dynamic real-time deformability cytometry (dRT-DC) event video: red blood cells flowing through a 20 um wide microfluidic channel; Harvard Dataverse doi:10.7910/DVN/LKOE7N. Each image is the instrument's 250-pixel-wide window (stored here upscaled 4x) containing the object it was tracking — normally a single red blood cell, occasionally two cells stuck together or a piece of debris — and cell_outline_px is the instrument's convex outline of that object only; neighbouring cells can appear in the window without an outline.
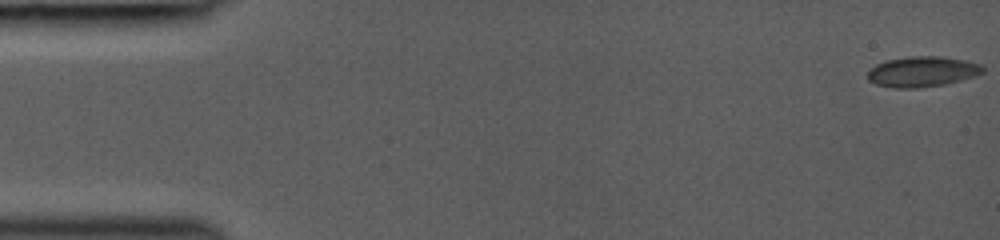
{"species": "common noctule bat (a hibernating species)", "species_latin": "Nyctalus noctula", "temperature_condition": "room temperature", "stored_images_in_passage": 46, "camera_frame_rate_fps": 3000, "um_per_image_px": 0.085, "animal": {"sex": "female", "body_mass_g": 19.0, "forearm_length_mm": 53.3}, "frame": {"image": 1, "passage_image": 1, "time_ms": 0.0, "image_size_px": [1000, 240], "cell_outline_px": [[984, 72], [976, 76], [944, 84], [916, 88], [892, 88], [876, 84], [868, 80], [868, 72], [876, 64], [888, 60], [908, 56], [940, 56], [964, 60], [984, 64]], "centroid_in_image_um": [78.42, 6.08], "position_along_channel_um": 6.6, "area_um2": 20.46}}
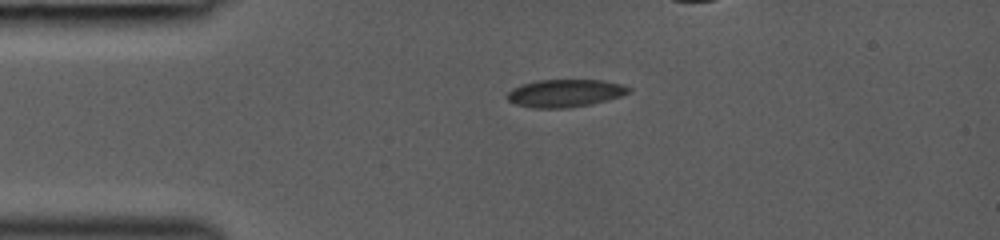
{"frame": {"image": 2, "passage_image": 26, "time_ms": 3.333, "image_size_px": [1000, 240], "cell_outline_px": [[632, 92], [620, 96], [588, 104], [564, 108], [532, 108], [516, 104], [508, 100], [508, 92], [512, 88], [520, 84], [536, 80], [600, 80], [620, 84], [632, 88]], "centroid_in_image_um": [48.0, 7.91], "position_along_channel_um": 37.0, "area_um2": 19.42}}
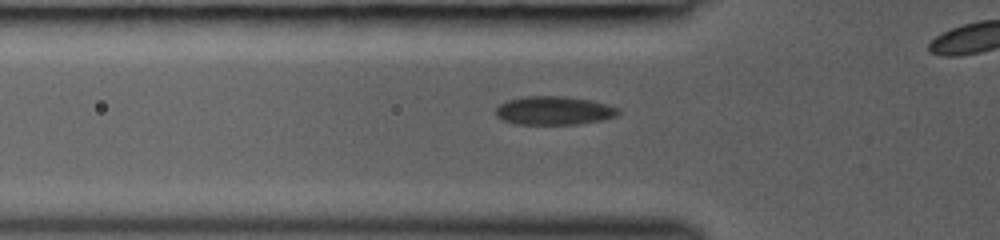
{"frame": {"image": 3, "passage_image": 39, "time_ms": 5.0, "image_size_px": [1000, 240], "cell_outline_px": [[620, 112], [616, 116], [604, 120], [580, 124], [516, 124], [500, 120], [496, 116], [496, 108], [500, 104], [508, 100], [524, 96], [564, 96], [588, 100], [608, 104], [616, 108]], "centroid_in_image_um": [47.07, 9.41], "position_along_channel_um": 78.7, "area_um2": 20.46}}